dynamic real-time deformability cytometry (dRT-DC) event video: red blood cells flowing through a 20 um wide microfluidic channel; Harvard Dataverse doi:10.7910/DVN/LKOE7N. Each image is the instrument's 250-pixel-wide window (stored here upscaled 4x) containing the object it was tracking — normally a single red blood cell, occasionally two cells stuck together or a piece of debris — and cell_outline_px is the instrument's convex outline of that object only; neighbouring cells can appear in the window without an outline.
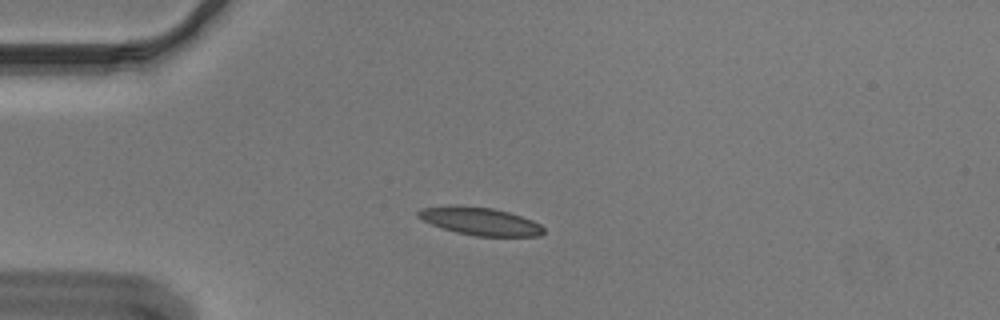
{"species": "Egyptian fruit bat (a non-hibernating species)", "species_latin": "Rousettus aegyptiacus", "temperature_condition": "cold", "stored_images_in_passage": 55, "camera_frame_rate_fps": 3000, "um_per_image_px": 0.085, "animal": {"sex": "male"}, "frame": {"image": 1, "passage_image": 14, "time_ms": 4.333, "image_size_px": [1000, 320], "cell_outline_px": [[544, 232], [540, 236], [476, 236], [456, 232], [440, 228], [416, 216], [416, 212], [420, 208], [448, 204], [492, 208], [508, 212], [532, 220], [540, 224], [544, 228]], "centroid_in_image_um": [40.76, 18.79], "position_along_channel_um": 44.2, "area_um2": 20.46}}
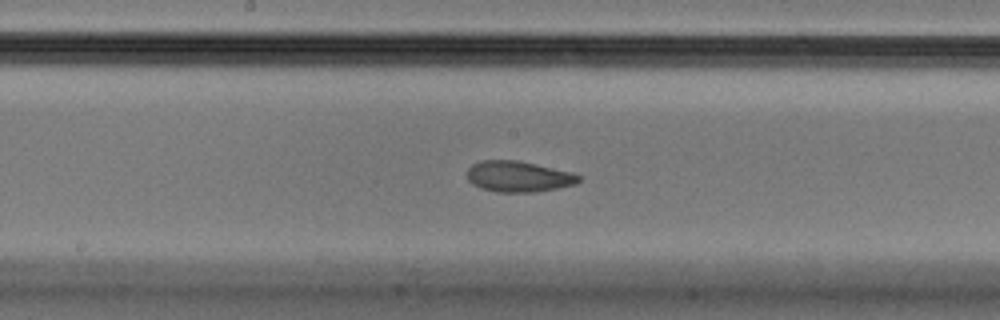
{"frame": {"image": 2, "passage_image": 29, "time_ms": 9.333, "image_size_px": [1000, 320], "cell_outline_px": [[580, 180], [576, 184], [536, 192], [496, 192], [480, 188], [472, 184], [468, 180], [468, 168], [472, 164], [480, 160], [520, 160], [572, 172], [580, 176]], "centroid_in_image_um": [44.06, 15.0], "position_along_channel_um": 204.1, "area_um2": 20.23}}
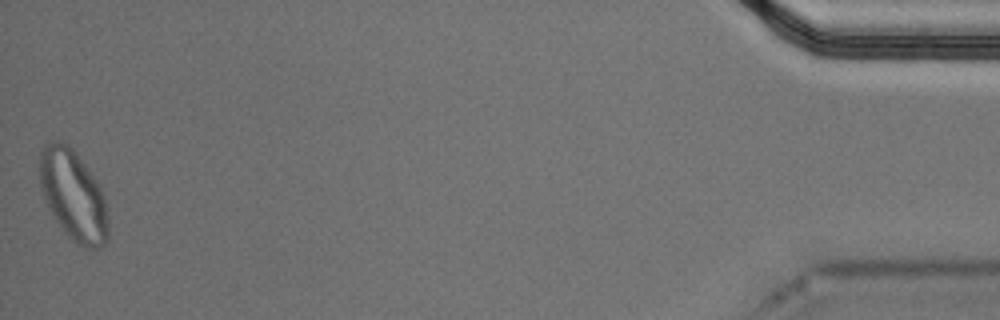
{"frame": {"image": 3, "passage_image": 55, "time_ms": 18.0, "image_size_px": [1000, 320], "cell_outline_px": [[108, 240], [100, 248], [84, 248], [76, 244], [64, 232], [48, 208], [40, 188], [40, 152], [44, 144], [52, 140], [60, 140], [68, 144], [76, 152], [100, 184], [108, 216]], "centroid_in_image_um": [6.23, 16.59], "position_along_channel_um": 429.0, "area_um2": 36.47}, "authors_computed_cell_mechanics": {"area_um2": 20.23, "velocity_mm_per_s": 3.6264, "shape_relaxation_time_tau1_ms": 9.1017, "shape_relaxation_time_tau2_ms": 1.72, "deformation_change_tau1": 0.1836, "deformation_change_tau2": 0.0688}}